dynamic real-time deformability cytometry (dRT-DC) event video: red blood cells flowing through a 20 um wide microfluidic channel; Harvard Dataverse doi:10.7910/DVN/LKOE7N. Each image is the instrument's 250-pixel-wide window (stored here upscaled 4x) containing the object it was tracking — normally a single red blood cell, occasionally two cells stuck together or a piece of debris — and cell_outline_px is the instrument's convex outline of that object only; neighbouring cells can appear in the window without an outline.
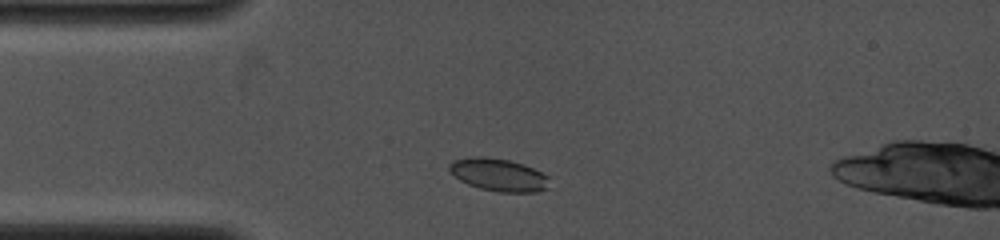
{"species": "common noctule bat (a hibernating species)", "species_latin": "Nyctalus noctula", "temperature_condition": "cold", "stored_images_in_passage": 7, "camera_frame_rate_fps": 4000, "um_per_image_px": 0.085, "animal": {"sex": "female", "body_mass_g": 19.0, "forearm_length_mm": 53.3}, "frame": {"image": 1, "passage_image": 2, "time_ms": 0.75, "image_size_px": [1000, 240], "cell_outline_px": [[548, 188], [536, 192], [500, 192], [480, 188], [468, 184], [460, 180], [448, 168], [448, 164], [452, 160], [468, 156], [484, 156], [508, 160], [524, 164], [548, 176]], "centroid_in_image_um": [42.35, 14.84], "position_along_channel_um": 42.6, "area_um2": 19.02}}
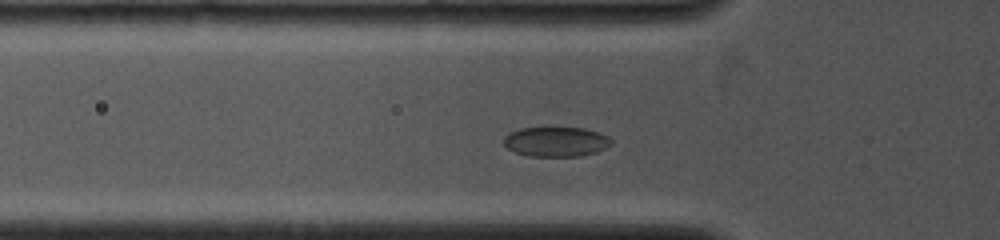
{"frame": {"image": 2, "passage_image": 5, "time_ms": 2.0, "image_size_px": [1000, 240], "cell_outline_px": [[612, 144], [596, 152], [580, 156], [528, 156], [516, 152], [508, 148], [504, 144], [504, 136], [508, 132], [520, 128], [584, 128], [600, 132], [608, 136], [612, 140]], "centroid_in_image_um": [47.27, 12.04], "position_along_channel_um": 78.5, "area_um2": 18.67}}